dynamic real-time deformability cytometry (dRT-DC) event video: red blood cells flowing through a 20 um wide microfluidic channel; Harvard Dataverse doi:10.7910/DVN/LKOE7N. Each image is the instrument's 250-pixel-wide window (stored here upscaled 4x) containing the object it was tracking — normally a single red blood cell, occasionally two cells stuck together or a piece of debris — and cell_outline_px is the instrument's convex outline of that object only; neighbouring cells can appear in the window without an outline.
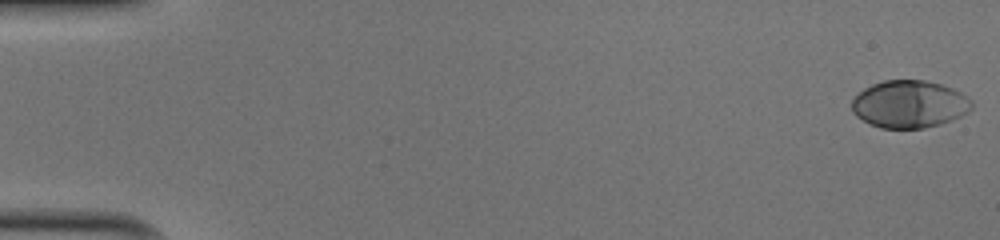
{"species": "human", "species_latin": "Homo sapiens", "temperature_condition": "cold", "stored_images_in_passage": 52, "camera_frame_rate_fps": 3000, "um_per_image_px": 0.085, "donor": {"sex": "male"}, "frame": {"image": 1, "passage_image": 1, "time_ms": 0.0, "image_size_px": [1000, 240], "cell_outline_px": [[972, 108], [968, 112], [952, 120], [940, 124], [924, 128], [880, 128], [868, 124], [856, 116], [852, 112], [852, 100], [864, 88], [872, 84], [884, 80], [924, 80], [940, 84], [952, 88], [960, 92], [972, 100]], "centroid_in_image_um": [77.29, 8.86], "position_along_channel_um": 7.7, "area_um2": 33.23}}
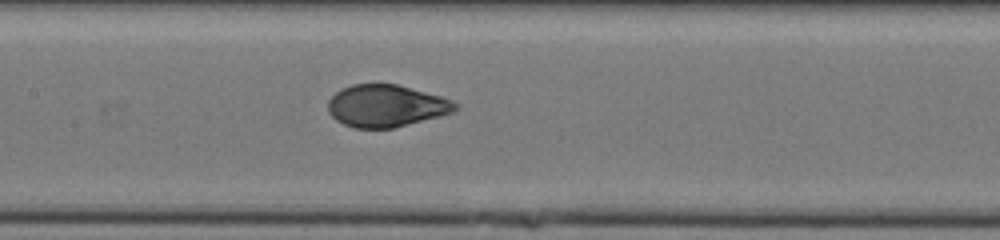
{"frame": {"image": 2, "passage_image": 26, "time_ms": 8.333, "image_size_px": [1000, 240], "cell_outline_px": [[460, 108], [452, 112], [440, 116], [392, 128], [352, 128], [336, 120], [328, 112], [328, 100], [336, 92], [352, 84], [396, 84], [440, 96], [452, 100], [460, 104]], "centroid_in_image_um": [32.83, 9.0], "position_along_channel_um": 174.6, "area_um2": 31.15}}
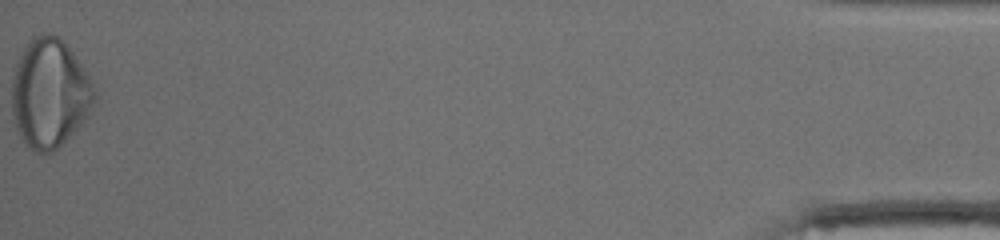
{"frame": {"image": 3, "passage_image": 52, "time_ms": 17.0, "image_size_px": [1000, 240], "cell_outline_px": [[96, 100], [88, 116], [52, 152], [36, 152], [20, 136], [16, 128], [12, 112], [12, 76], [16, 64], [24, 48], [32, 36], [44, 32], [48, 32], [56, 36], [72, 52], [84, 68], [96, 88]], "centroid_in_image_um": [4.22, 7.9], "position_along_channel_um": 431.0, "area_um2": 52.02}, "authors_computed_cell_mechanics": {"area_um2": 32.4547, "velocity_mm_per_s": 4.0296, "shape_relaxation_time_tau1_ms": 3.9711, "shape_relaxation_time_tau2_ms": null, "deformation_change_tau1": 0.195, "deformation_change_tau2": null}}